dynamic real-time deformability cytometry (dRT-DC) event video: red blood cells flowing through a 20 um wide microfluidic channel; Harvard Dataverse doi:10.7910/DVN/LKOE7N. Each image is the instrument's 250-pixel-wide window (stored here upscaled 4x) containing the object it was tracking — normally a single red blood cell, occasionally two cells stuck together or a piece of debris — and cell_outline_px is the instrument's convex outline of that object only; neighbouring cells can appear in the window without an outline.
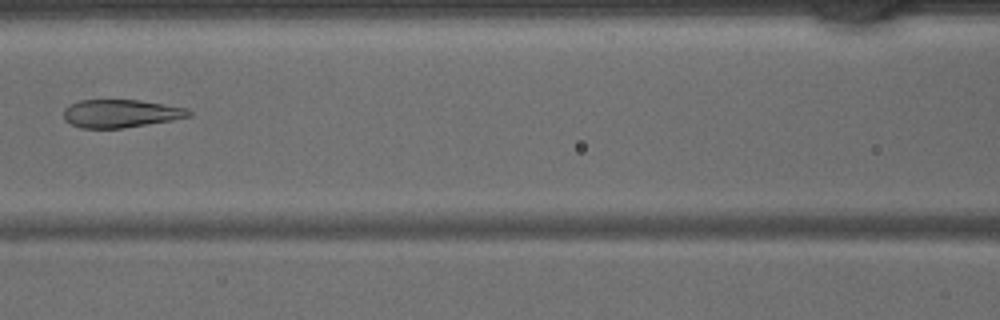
{"species": "common noctule bat (a hibernating species)", "species_latin": "Nyctalus noctula", "temperature_condition": "warm", "stored_images_in_passage": 40, "camera_frame_rate_fps": 3000, "um_per_image_px": 0.085, "animal": {"sex": "male", "body_mass_g": 15.6}, "frame": {"image": 1, "passage_image": 16, "time_ms": 5.0, "image_size_px": [1000, 320], "cell_outline_px": [[192, 116], [172, 120], [124, 128], [80, 128], [64, 120], [64, 108], [80, 100], [140, 100], [188, 108], [192, 112]], "centroid_in_image_um": [10.29, 9.65], "position_along_channel_um": 156.3, "area_um2": 20.46}}
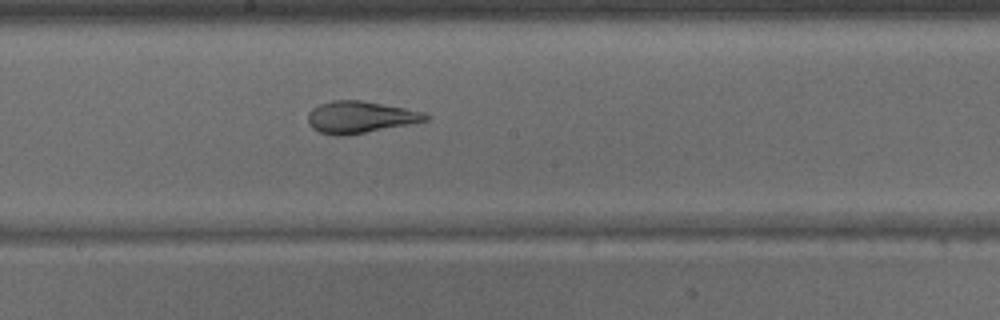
{"frame": {"image": 2, "passage_image": 20, "time_ms": 6.333, "image_size_px": [1000, 320], "cell_outline_px": [[428, 120], [408, 124], [344, 136], [336, 136], [320, 132], [312, 128], [308, 124], [308, 112], [312, 108], [320, 104], [332, 100], [360, 100], [404, 108], [424, 112], [428, 116]], "centroid_in_image_um": [30.55, 9.95], "position_along_channel_um": 217.6, "area_um2": 21.62}}
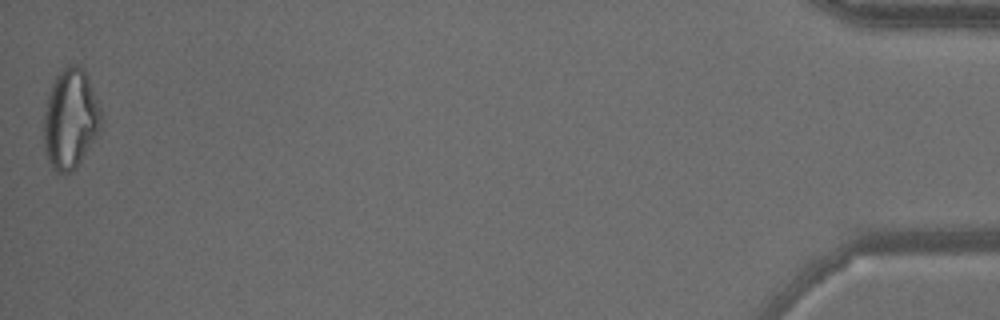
{"frame": {"image": 3, "passage_image": 40, "time_ms": 13.0, "image_size_px": [1000, 320], "cell_outline_px": [[104, 120], [100, 132], [76, 168], [72, 172], [56, 172], [52, 168], [48, 160], [44, 148], [44, 112], [48, 96], [56, 72], [60, 68], [68, 64], [76, 64], [88, 76], [100, 108]], "centroid_in_image_um": [6.0, 10.1], "position_along_channel_um": 429.2, "area_um2": 33.81}}